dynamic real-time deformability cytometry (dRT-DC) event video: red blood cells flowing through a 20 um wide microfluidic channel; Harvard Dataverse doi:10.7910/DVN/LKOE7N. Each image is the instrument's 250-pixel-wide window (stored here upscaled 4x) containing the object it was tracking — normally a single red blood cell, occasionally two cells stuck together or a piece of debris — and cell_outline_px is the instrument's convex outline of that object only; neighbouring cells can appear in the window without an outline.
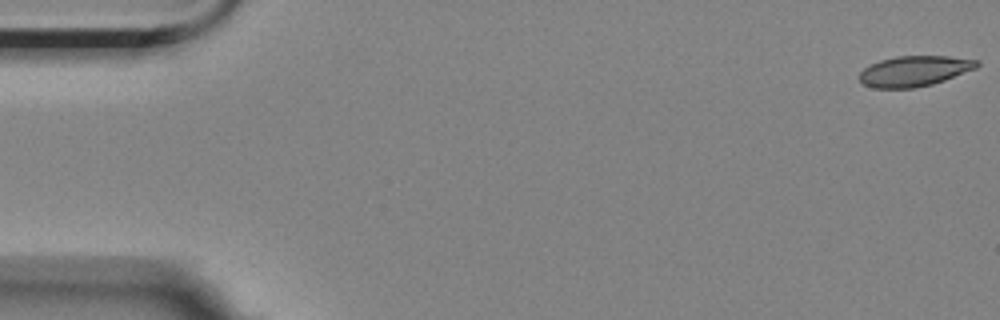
{"species": "Egyptian fruit bat (a non-hibernating species)", "species_latin": "Rousettus aegyptiacus", "temperature_condition": "room temperature", "stored_images_in_passage": 6, "camera_frame_rate_fps": 3000, "um_per_image_px": 0.085, "animal": {"sex": "female"}, "frame": {"image": 1, "passage_image": 1, "time_ms": 0.0, "image_size_px": [1000, 320], "cell_outline_px": [[980, 64], [976, 68], [944, 80], [932, 84], [912, 88], [872, 88], [864, 84], [860, 80], [860, 72], [864, 68], [880, 60], [896, 56], [948, 56], [980, 60]], "centroid_in_image_um": [77.73, 6.03], "position_along_channel_um": 7.3, "area_um2": 20.75}}
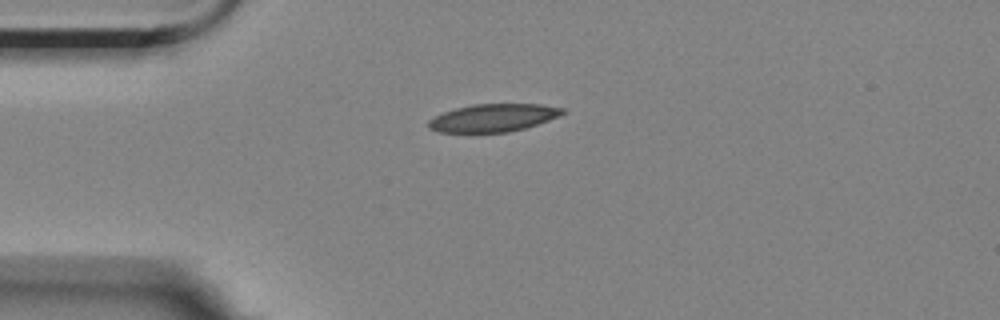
{"frame": {"image": 2, "passage_image": 4, "time_ms": 4.333, "image_size_px": [1000, 320], "cell_outline_px": [[568, 112], [548, 120], [524, 128], [508, 132], [472, 136], [436, 132], [428, 128], [428, 120], [444, 112], [456, 108], [472, 104], [540, 104], [564, 108]], "centroid_in_image_um": [41.84, 10.07], "position_along_channel_um": 43.2, "area_um2": 22.66}}
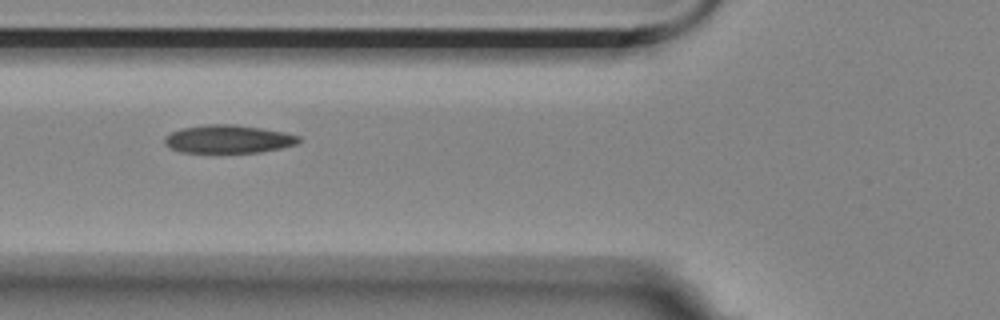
{"frame": {"image": 3, "passage_image": 6, "time_ms": 6.667, "image_size_px": [1000, 320], "cell_outline_px": [[300, 140], [296, 144], [280, 148], [260, 152], [180, 152], [168, 148], [164, 144], [164, 136], [180, 128], [204, 124], [236, 124], [284, 132], [300, 136]], "centroid_in_image_um": [19.35, 11.81], "position_along_channel_um": 106.5, "area_um2": 22.08}}